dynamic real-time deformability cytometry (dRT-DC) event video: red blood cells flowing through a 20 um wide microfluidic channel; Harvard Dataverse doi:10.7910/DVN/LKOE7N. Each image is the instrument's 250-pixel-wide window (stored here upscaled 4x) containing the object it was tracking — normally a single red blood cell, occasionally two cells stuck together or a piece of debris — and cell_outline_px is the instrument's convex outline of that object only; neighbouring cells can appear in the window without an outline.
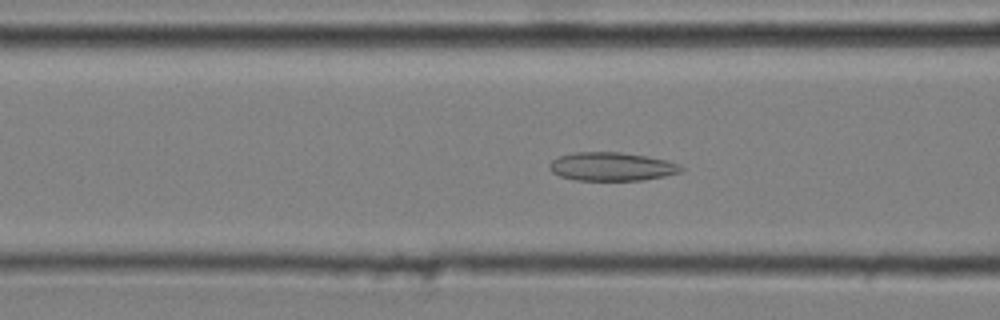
{"species": "common noctule bat (a hibernating species)", "species_latin": "Nyctalus noctula", "temperature_condition": "cold", "stored_images_in_passage": 53, "camera_frame_rate_fps": 3000, "um_per_image_px": 0.085, "animal": {"sex": "male", "body_mass_g": 20.4}, "frame": {"image": 1, "passage_image": 21, "time_ms": 6.667, "image_size_px": [1000, 320], "cell_outline_px": [[684, 168], [680, 172], [664, 176], [644, 180], [576, 180], [560, 176], [552, 172], [548, 168], [548, 164], [552, 160], [560, 156], [576, 152], [620, 152], [668, 160], [680, 164]], "centroid_in_image_um": [51.99, 14.16], "position_along_channel_um": 114.6, "area_um2": 21.85}}
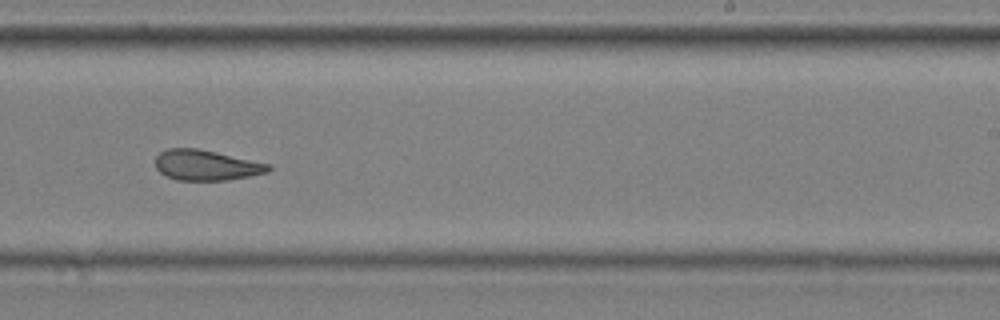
{"frame": {"image": 2, "passage_image": 34, "time_ms": 11.0, "image_size_px": [1000, 320], "cell_outline_px": [[272, 168], [268, 172], [228, 180], [176, 180], [160, 172], [156, 168], [156, 156], [160, 152], [168, 148], [196, 148], [216, 152], [272, 164]], "centroid_in_image_um": [17.55, 14.03], "position_along_channel_um": 271.5, "area_um2": 20.0}}
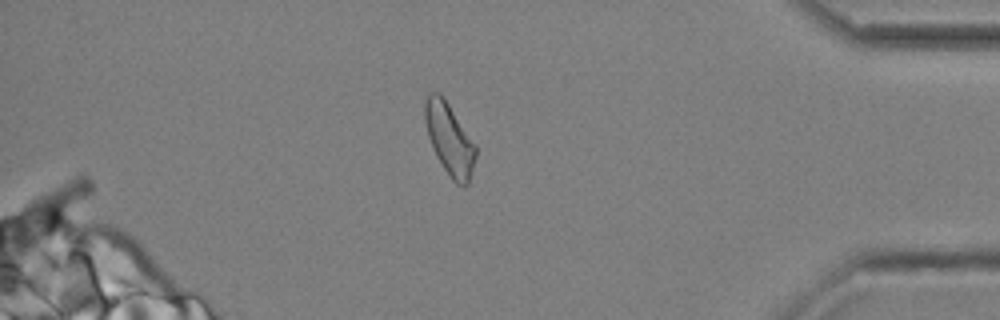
{"frame": {"image": 3, "passage_image": 47, "time_ms": 15.333, "image_size_px": [1000, 320], "cell_outline_px": [[476, 156], [468, 184], [456, 184], [452, 180], [436, 156], [428, 136], [424, 120], [424, 104], [428, 92], [440, 92], [476, 144]], "centroid_in_image_um": [38.19, 11.79], "position_along_channel_um": 397.0, "area_um2": 21.1}, "authors_computed_cell_mechanics": {"area_um2": 21.3282, "velocity_mm_per_s": 3.6252, "shape_relaxation_time_tau1_ms": null, "shape_relaxation_time_tau2_ms": 2.6869, "deformation_change_tau1": null, "deformation_change_tau2": 0.0984}}